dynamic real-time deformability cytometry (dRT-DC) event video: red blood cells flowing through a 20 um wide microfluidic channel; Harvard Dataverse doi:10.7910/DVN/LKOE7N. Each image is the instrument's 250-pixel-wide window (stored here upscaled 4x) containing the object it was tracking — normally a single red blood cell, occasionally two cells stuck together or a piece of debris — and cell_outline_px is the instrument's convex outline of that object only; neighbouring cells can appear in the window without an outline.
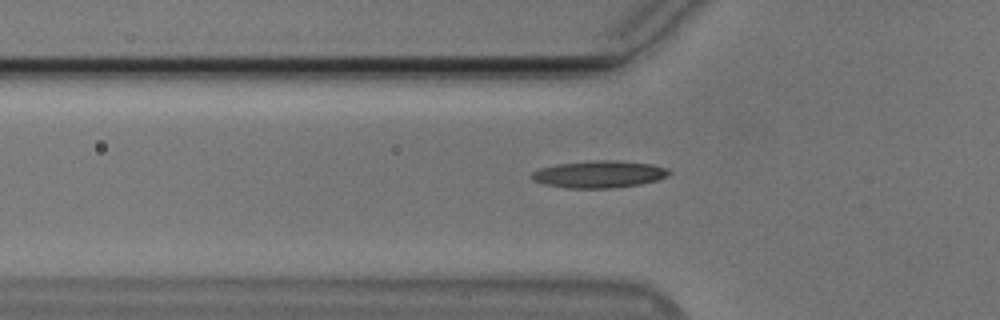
{"species": "Egyptian fruit bat (a non-hibernating species)", "species_latin": "Rousettus aegyptiacus", "temperature_condition": "cold", "stored_images_in_passage": 49, "camera_frame_rate_fps": 3000, "um_per_image_px": 0.085, "animal": {"sex": "male"}, "frame": {"image": 1, "passage_image": 19, "time_ms": 6.0, "image_size_px": [1000, 320], "cell_outline_px": [[672, 172], [668, 176], [656, 180], [640, 184], [616, 188], [568, 188], [548, 184], [532, 180], [532, 172], [540, 168], [556, 164], [596, 160], [612, 160], [652, 164], [668, 168]], "centroid_in_image_um": [50.97, 14.8], "position_along_channel_um": 74.8, "area_um2": 21.62}}
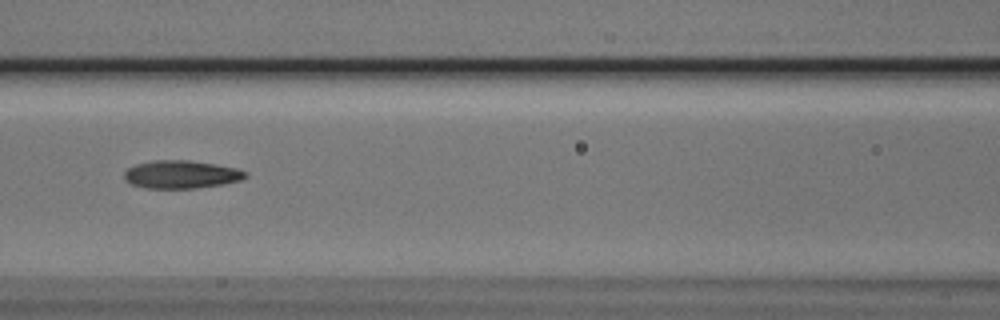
{"frame": {"image": 2, "passage_image": 25, "time_ms": 8.0, "image_size_px": [1000, 320], "cell_outline_px": [[248, 176], [240, 180], [224, 184], [196, 188], [144, 188], [132, 184], [124, 180], [124, 172], [128, 168], [136, 164], [156, 160], [188, 160], [216, 164], [236, 168], [248, 172]], "centroid_in_image_um": [15.41, 14.83], "position_along_channel_um": 151.2, "area_um2": 19.83}}
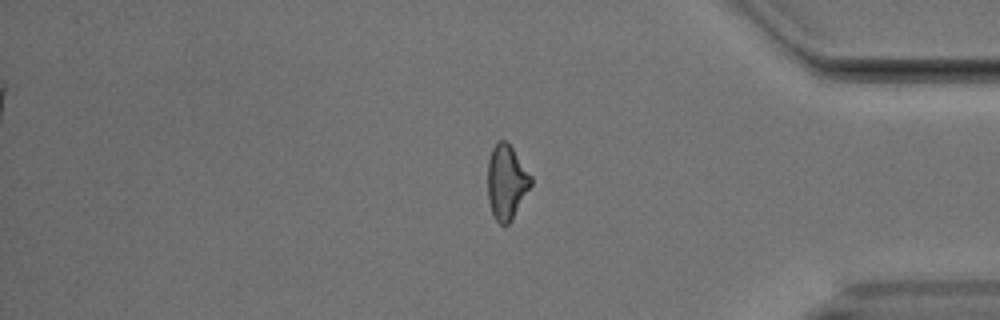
{"frame": {"image": 3, "passage_image": 46, "time_ms": 15.0, "image_size_px": [1000, 320], "cell_outline_px": [[532, 184], [512, 220], [508, 224], [500, 224], [492, 216], [488, 200], [488, 160], [492, 148], [500, 140], [508, 140], [532, 176]], "centroid_in_image_um": [43.06, 15.47], "position_along_channel_um": 392.1, "area_um2": 19.02}}